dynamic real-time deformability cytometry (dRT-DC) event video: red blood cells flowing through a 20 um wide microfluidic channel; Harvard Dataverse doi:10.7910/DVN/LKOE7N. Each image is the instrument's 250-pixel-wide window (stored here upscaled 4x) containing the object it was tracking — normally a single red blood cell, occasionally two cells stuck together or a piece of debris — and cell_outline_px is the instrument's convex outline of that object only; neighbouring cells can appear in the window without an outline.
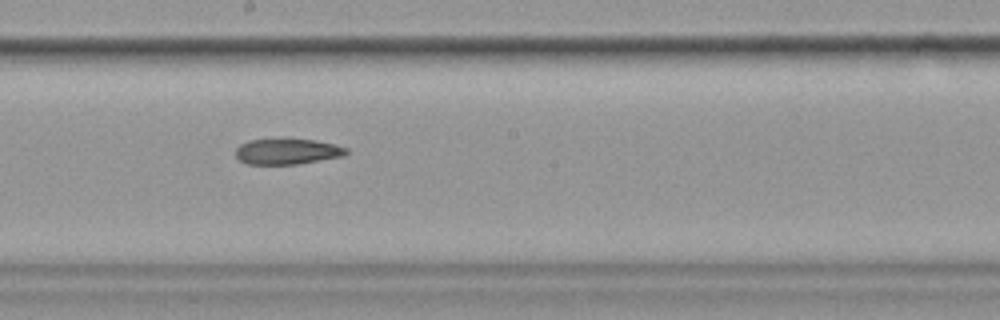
{"species": "common noctule bat (a hibernating species)", "species_latin": "Nyctalus noctula", "temperature_condition": "cold", "stored_images_in_passage": 12, "camera_frame_rate_fps": 3000, "um_per_image_px": 0.085, "animal": {"sex": "female", "body_mass_g": 19.9}, "frame": {"image": 1, "passage_image": 9, "time_ms": 10.0, "image_size_px": [1000, 320], "cell_outline_px": [[348, 152], [344, 156], [296, 164], [244, 164], [236, 156], [236, 148], [240, 144], [248, 140], [288, 136], [316, 140], [336, 144], [348, 148]], "centroid_in_image_um": [24.41, 12.82], "position_along_channel_um": 223.8, "area_um2": 17.4}}